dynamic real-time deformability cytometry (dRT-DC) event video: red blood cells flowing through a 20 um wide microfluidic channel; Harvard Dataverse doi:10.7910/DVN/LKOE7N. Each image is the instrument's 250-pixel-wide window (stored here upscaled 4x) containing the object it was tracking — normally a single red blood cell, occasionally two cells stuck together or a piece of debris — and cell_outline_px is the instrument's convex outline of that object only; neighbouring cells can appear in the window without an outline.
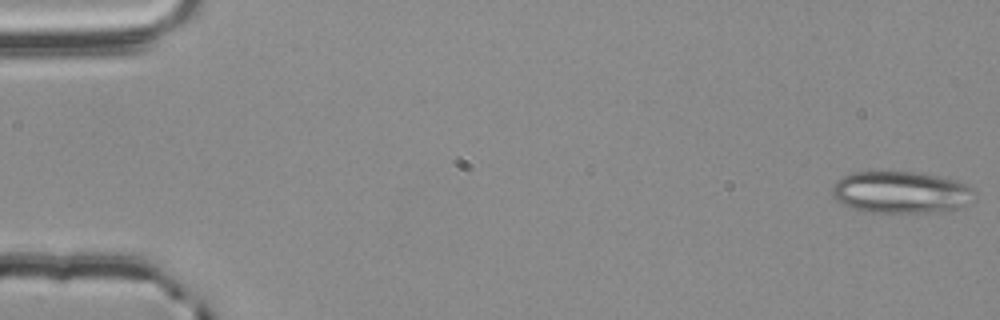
{"species": "common noctule bat (a hibernating species)", "species_latin": "Nyctalus noctula", "temperature_condition": "room temperature", "stored_images_in_passage": 55, "camera_frame_rate_fps": 3000, "um_per_image_px": 0.085, "animal": {"sex": "male", "body_mass_g": 20.4}, "frame": {"image": 1, "passage_image": 1, "time_ms": 0.0, "image_size_px": [1000, 320], "cell_outline_px": [[976, 196], [968, 204], [960, 208], [932, 212], [864, 212], [852, 208], [836, 200], [832, 196], [832, 188], [836, 180], [852, 172], [916, 172], [940, 176], [964, 184], [972, 188], [976, 192]], "centroid_in_image_um": [76.58, 16.35], "position_along_channel_um": 8.4, "area_um2": 34.8}}
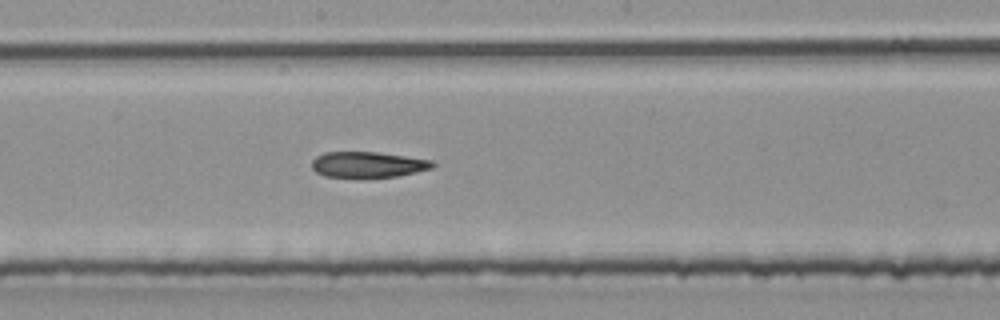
{"frame": {"image": 2, "passage_image": 30, "time_ms": 9.667, "image_size_px": [1000, 320], "cell_outline_px": [[436, 164], [432, 168], [416, 172], [396, 176], [364, 180], [360, 180], [324, 176], [316, 172], [312, 168], [312, 160], [316, 156], [324, 152], [376, 152], [432, 160]], "centroid_in_image_um": [31.23, 14.03], "position_along_channel_um": 217.0, "area_um2": 18.84}}
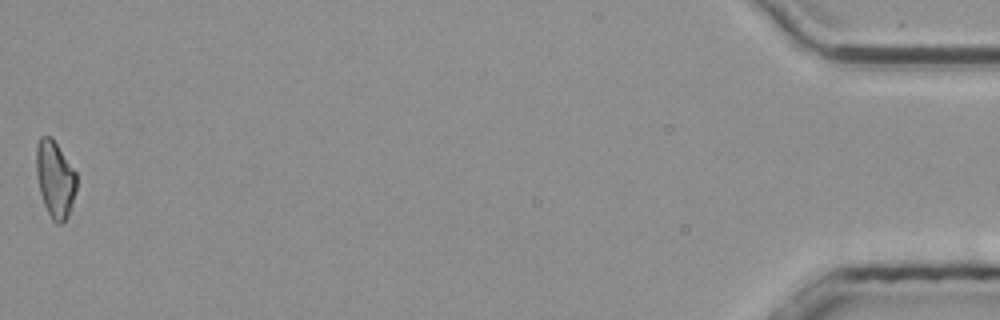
{"frame": {"image": 3, "passage_image": 55, "time_ms": 18.0, "image_size_px": [1000, 320], "cell_outline_px": [[76, 188], [72, 208], [68, 216], [60, 224], [56, 224], [52, 220], [44, 204], [40, 192], [36, 176], [36, 144], [40, 136], [52, 136], [76, 172]], "centroid_in_image_um": [4.68, 15.21], "position_along_channel_um": 430.5, "area_um2": 18.21}}